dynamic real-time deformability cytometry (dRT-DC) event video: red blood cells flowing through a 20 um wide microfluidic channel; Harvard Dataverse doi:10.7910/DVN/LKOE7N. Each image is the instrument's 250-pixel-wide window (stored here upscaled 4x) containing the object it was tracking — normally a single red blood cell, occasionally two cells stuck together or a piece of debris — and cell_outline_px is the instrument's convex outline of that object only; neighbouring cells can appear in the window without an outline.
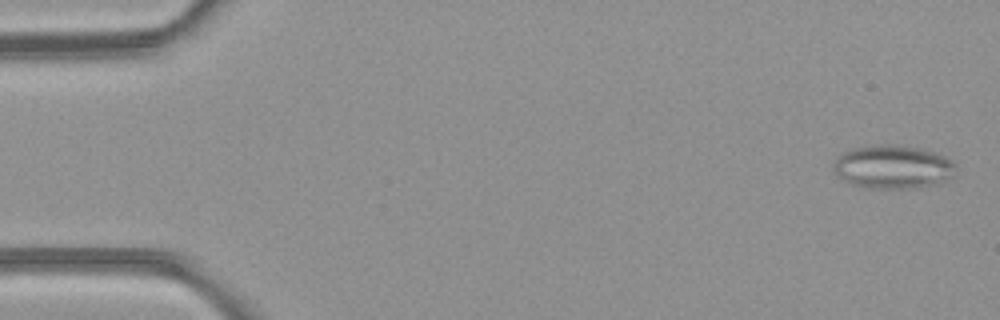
{"species": "common noctule bat (a hibernating species)", "species_latin": "Nyctalus noctula", "temperature_condition": "room temperature", "stored_images_in_passage": 49, "camera_frame_rate_fps": 3000, "um_per_image_px": 0.085, "animal": {"sex": "female", "body_mass_g": 21.9}, "frame": {"image": 1, "passage_image": 2, "time_ms": 0.333, "image_size_px": [1000, 320], "cell_outline_px": [[956, 164], [952, 176], [944, 184], [920, 188], [868, 188], [852, 184], [836, 176], [836, 156], [852, 148], [880, 144], [888, 144], [920, 148], [936, 152], [952, 160]], "centroid_in_image_um": [75.96, 14.2], "position_along_channel_um": 9.0, "area_um2": 31.27}}
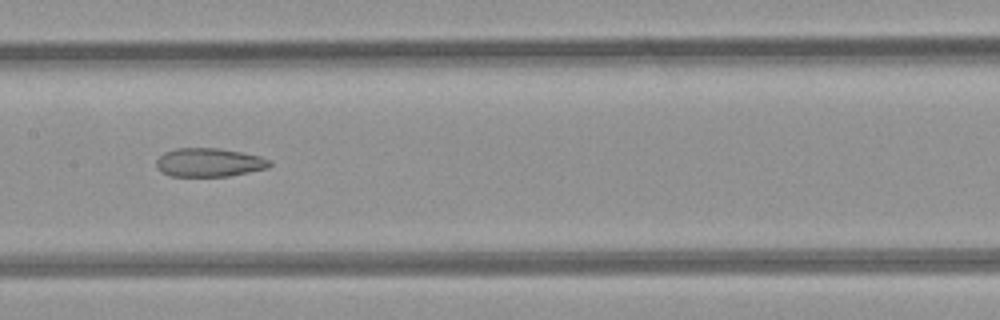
{"frame": {"image": 2, "passage_image": 25, "time_ms": 8.0, "image_size_px": [1000, 320], "cell_outline_px": [[272, 164], [268, 168], [228, 176], [172, 176], [156, 168], [156, 160], [164, 152], [176, 148], [220, 148], [260, 156], [268, 160]], "centroid_in_image_um": [17.76, 13.8], "position_along_channel_um": 189.6, "area_um2": 18.79}}
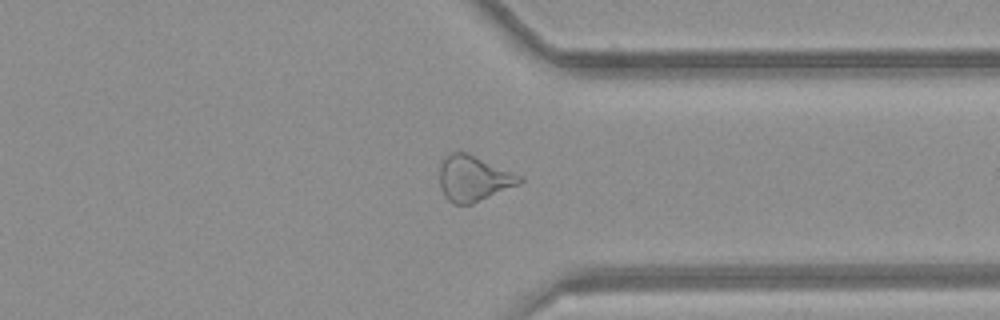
{"frame": {"image": 3, "passage_image": 38, "time_ms": 12.333, "image_size_px": [1000, 320], "cell_outline_px": [[524, 180], [520, 184], [472, 204], [452, 204], [444, 196], [440, 188], [440, 160], [444, 156], [452, 152], [468, 152], [524, 176]], "centroid_in_image_um": [40.26, 15.15], "position_along_channel_um": 371.1, "area_um2": 21.73}, "authors_computed_cell_mechanics": {"area_um2": 23.987, "velocity_mm_per_s": 4.2478, "shape_relaxation_time_tau1_ms": null, "shape_relaxation_time_tau2_ms": 2.8921, "deformation_change_tau1": null, "deformation_change_tau2": 0.1174}}